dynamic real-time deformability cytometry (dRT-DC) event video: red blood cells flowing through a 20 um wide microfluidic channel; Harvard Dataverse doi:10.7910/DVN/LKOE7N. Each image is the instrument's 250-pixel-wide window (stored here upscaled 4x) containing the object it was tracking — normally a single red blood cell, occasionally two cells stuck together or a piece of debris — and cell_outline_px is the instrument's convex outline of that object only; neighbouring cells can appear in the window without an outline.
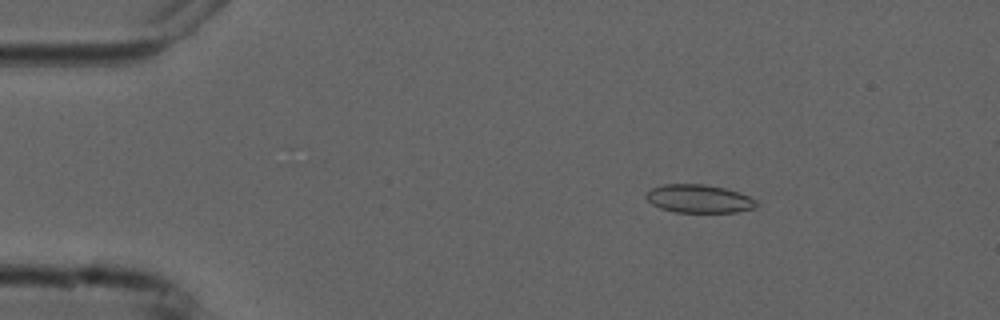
{"species": "common noctule bat (a hibernating species)", "species_latin": "Nyctalus noctula", "temperature_condition": "cold", "stored_images_in_passage": 4, "camera_frame_rate_fps": 3000, "um_per_image_px": 0.085, "animal": {"sex": "male", "forearm_length_mm": 52.5}, "frame": {"image": 1, "passage_image": 2, "time_ms": 2.0, "image_size_px": [1000, 320], "cell_outline_px": [[760, 204], [752, 208], [736, 212], [676, 212], [660, 208], [652, 204], [644, 196], [652, 188], [664, 184], [704, 184], [724, 188], [748, 196], [756, 200]], "centroid_in_image_um": [59.4, 16.89], "position_along_channel_um": 25.6, "area_um2": 17.98}}